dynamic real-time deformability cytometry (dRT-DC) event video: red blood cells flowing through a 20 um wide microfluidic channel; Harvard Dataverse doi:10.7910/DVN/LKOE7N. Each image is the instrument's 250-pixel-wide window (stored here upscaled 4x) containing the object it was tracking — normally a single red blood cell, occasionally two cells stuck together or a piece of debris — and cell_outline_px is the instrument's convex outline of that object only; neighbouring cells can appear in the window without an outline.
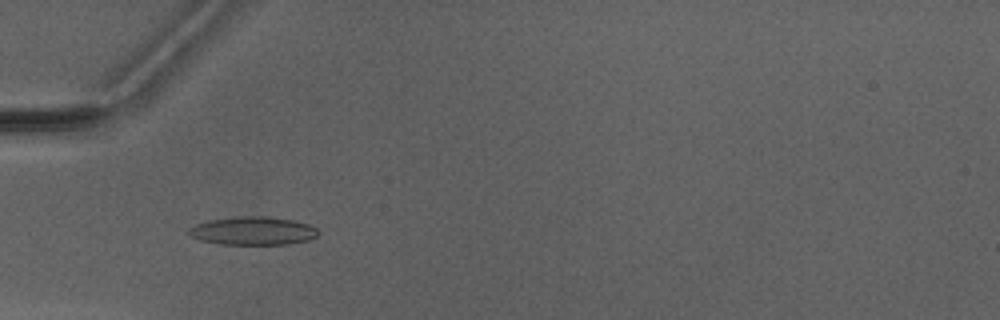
{"species": "Egyptian fruit bat (a non-hibernating species)", "species_latin": "Rousettus aegyptiacus", "temperature_condition": "warm", "stored_images_in_passage": 2, "camera_frame_rate_fps": 3000, "um_per_image_px": 0.085, "animal": {"sex": "male"}, "frame": {"image": 1, "passage_image": 1, "time_ms": 0.0, "image_size_px": [1000, 320], "cell_outline_px": [[320, 232], [316, 236], [308, 240], [288, 244], [220, 244], [200, 240], [188, 236], [184, 232], [188, 228], [196, 224], [208, 220], [236, 216], [268, 216], [292, 220], [308, 224], [316, 228]], "centroid_in_image_um": [21.43, 19.62], "position_along_channel_um": 63.6, "area_um2": 21.56}}
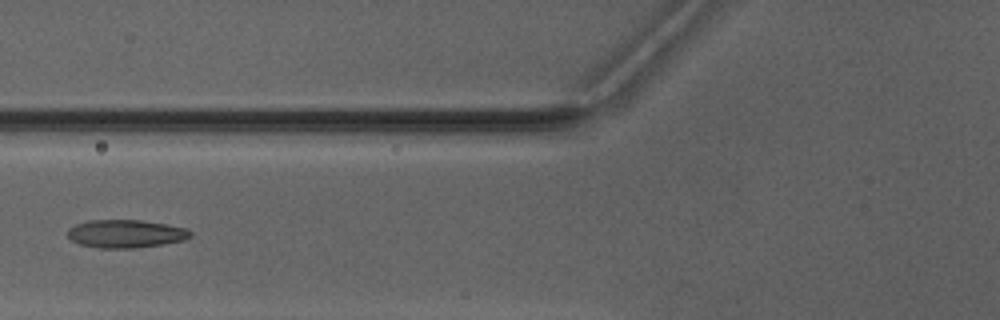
{"frame": {"image": 2, "passage_image": 2, "time_ms": 1.333, "image_size_px": [1000, 320], "cell_outline_px": [[192, 236], [184, 240], [136, 248], [100, 248], [80, 244], [72, 240], [68, 236], [68, 228], [76, 224], [88, 220], [140, 220], [188, 228], [192, 232]], "centroid_in_image_um": [10.69, 19.86], "position_along_channel_um": 115.1, "area_um2": 20.0}}